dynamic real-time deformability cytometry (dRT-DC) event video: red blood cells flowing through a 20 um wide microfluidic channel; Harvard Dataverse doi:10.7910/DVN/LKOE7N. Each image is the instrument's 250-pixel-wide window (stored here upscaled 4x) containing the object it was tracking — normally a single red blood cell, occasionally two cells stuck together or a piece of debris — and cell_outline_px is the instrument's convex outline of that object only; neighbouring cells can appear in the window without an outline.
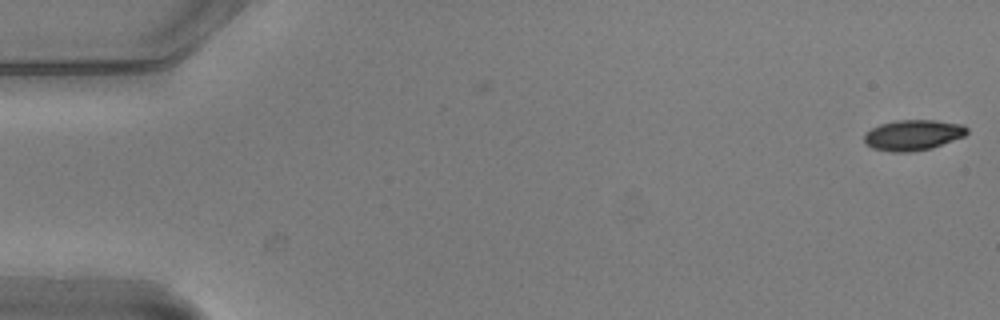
{"species": "common noctule bat (a hibernating species)", "species_latin": "Nyctalus noctula", "temperature_condition": "warm", "stored_images_in_passage": 5, "camera_frame_rate_fps": 3000, "um_per_image_px": 0.085, "animal": {"sex": "male", "body_mass_g": 20.5, "forearm_length_mm": 52.5}, "frame": {"image": 1, "passage_image": 1, "time_ms": 0.0, "image_size_px": [1000, 320], "cell_outline_px": [[968, 132], [964, 136], [932, 148], [912, 152], [892, 152], [872, 148], [864, 140], [864, 136], [872, 128], [880, 124], [900, 120], [936, 120], [964, 124], [968, 128]], "centroid_in_image_um": [77.65, 11.48], "position_along_channel_um": 7.3, "area_um2": 18.26}}